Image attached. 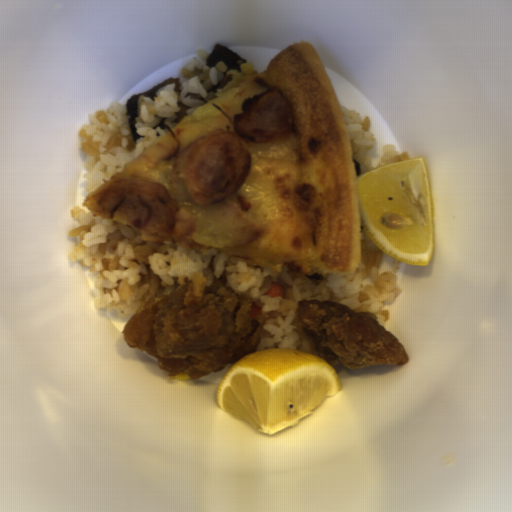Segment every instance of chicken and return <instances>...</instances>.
<instances>
[{
  "mask_svg": "<svg viewBox=\"0 0 512 512\" xmlns=\"http://www.w3.org/2000/svg\"><path fill=\"white\" fill-rule=\"evenodd\" d=\"M187 295L180 287L132 315L122 331L127 346L151 355L170 377L194 380L255 352L262 325L251 316V296L225 286L184 305Z\"/></svg>",
  "mask_w": 512,
  "mask_h": 512,
  "instance_id": "obj_1",
  "label": "chicken"
},
{
  "mask_svg": "<svg viewBox=\"0 0 512 512\" xmlns=\"http://www.w3.org/2000/svg\"><path fill=\"white\" fill-rule=\"evenodd\" d=\"M294 317L315 345L314 351L332 366L355 370L409 362L407 348L367 313L316 298L298 301Z\"/></svg>",
  "mask_w": 512,
  "mask_h": 512,
  "instance_id": "obj_2",
  "label": "chicken"
}]
</instances>
